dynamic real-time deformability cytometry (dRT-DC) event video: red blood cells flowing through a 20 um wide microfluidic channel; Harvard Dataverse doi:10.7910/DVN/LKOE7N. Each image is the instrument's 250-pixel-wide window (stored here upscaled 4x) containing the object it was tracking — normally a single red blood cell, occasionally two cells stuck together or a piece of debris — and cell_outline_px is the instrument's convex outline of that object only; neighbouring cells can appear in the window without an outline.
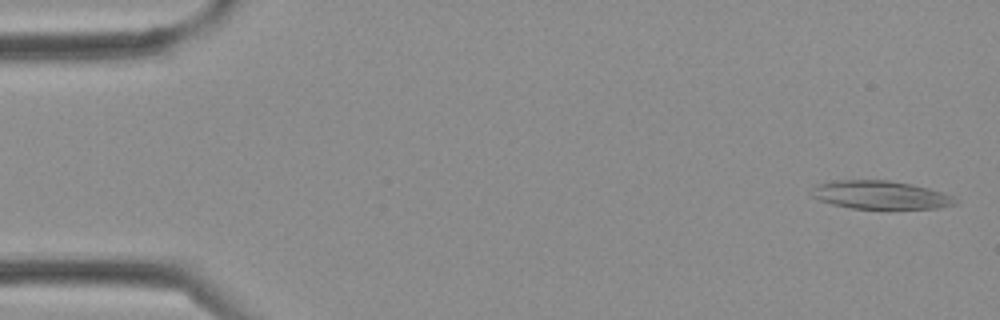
{"species": "Egyptian fruit bat (a non-hibernating species)", "species_latin": "Rousettus aegyptiacus", "temperature_condition": "cold", "stored_images_in_passage": 3, "camera_frame_rate_fps": 3000, "um_per_image_px": 0.085, "frame": {"image": 1, "passage_image": 1, "time_ms": 0.0, "image_size_px": [1000, 320], "cell_outline_px": [[956, 204], [940, 208], [852, 208], [832, 204], [820, 200], [812, 196], [812, 188], [816, 184], [832, 180], [888, 180], [912, 184], [944, 192], [952, 196], [956, 200]], "centroid_in_image_um": [74.83, 16.55], "position_along_channel_um": 10.2, "area_um2": 23.58}}
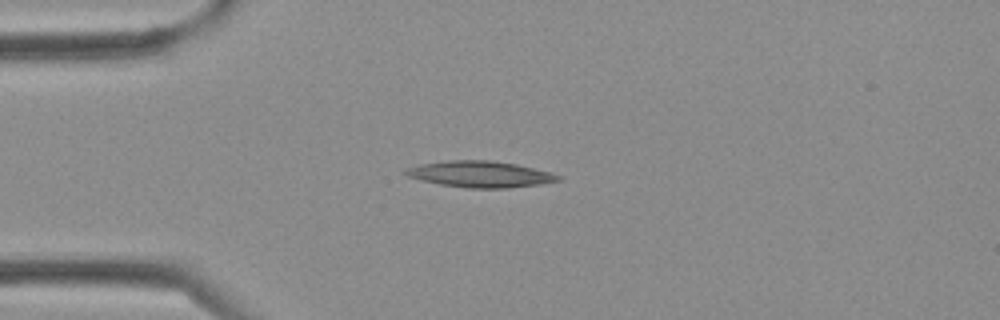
{"frame": {"image": 2, "passage_image": 3, "time_ms": 0.667, "image_size_px": [1000, 320], "cell_outline_px": [[564, 180], [540, 184], [508, 188], [468, 188], [440, 184], [420, 180], [408, 176], [400, 172], [404, 168], [420, 164], [448, 160], [492, 160], [516, 164], [552, 172], [560, 176]], "centroid_in_image_um": [40.81, 14.8], "position_along_channel_um": 44.2, "area_um2": 23.58}}